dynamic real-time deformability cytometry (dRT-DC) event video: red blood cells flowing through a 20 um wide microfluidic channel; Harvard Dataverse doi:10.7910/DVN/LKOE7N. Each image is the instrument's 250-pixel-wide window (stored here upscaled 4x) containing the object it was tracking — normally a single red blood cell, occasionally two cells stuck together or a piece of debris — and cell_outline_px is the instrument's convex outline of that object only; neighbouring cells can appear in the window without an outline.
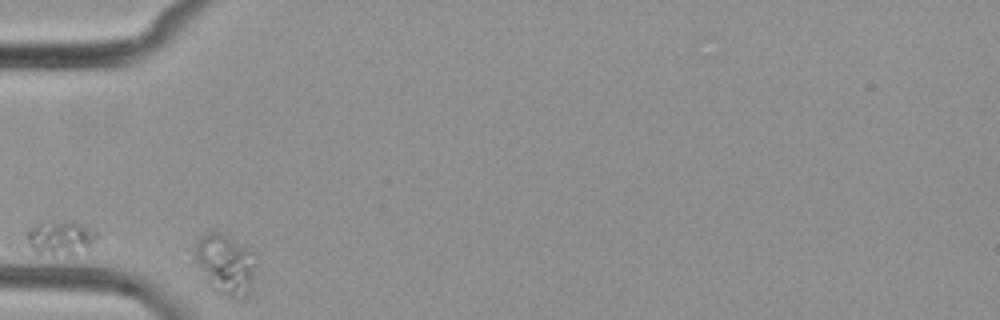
{"species": "common noctule bat (a hibernating species)", "species_latin": "Nyctalus noctula", "temperature_condition": "cold", "stored_images_in_passage": 8, "camera_frame_rate_fps": 3000, "um_per_image_px": 0.085, "animal": {"sex": "female", "body_mass_g": 29.2, "forearm_length_mm": 56.3}, "frame": {"image": 1, "passage_image": 1, "time_ms": 0.0, "image_size_px": [1000, 320], "cell_outline_px": [[256, 256], [252, 284], [248, 292], [244, 296], [236, 300], [212, 288], [196, 256], [196, 244], [200, 236], [208, 232], [220, 232], [252, 248]], "centroid_in_image_um": [19.25, 22.42], "position_along_channel_um": 65.8, "area_um2": 20.92}}
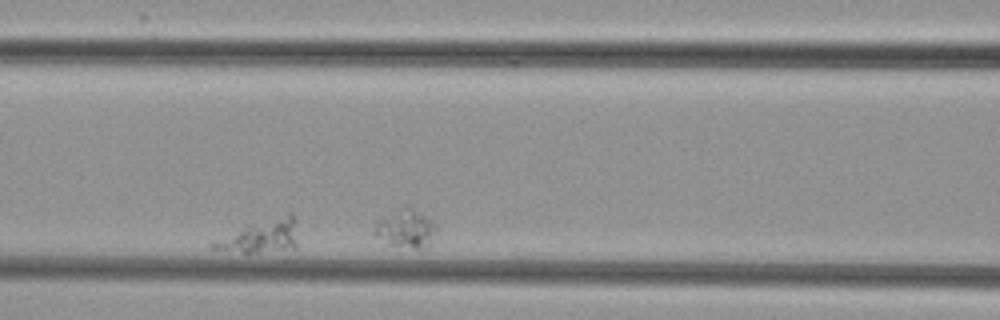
{"frame": {"image": 2, "passage_image": 4, "time_ms": 3.333, "image_size_px": [1000, 320], "cell_outline_px": [[296, 248], [256, 252], [224, 252], [212, 248], [208, 244], [212, 240], [244, 224], [288, 212], [292, 212], [296, 244]], "centroid_in_image_um": [22.04, 20.06], "position_along_channel_um": 144.6, "area_um2": 16.65}}
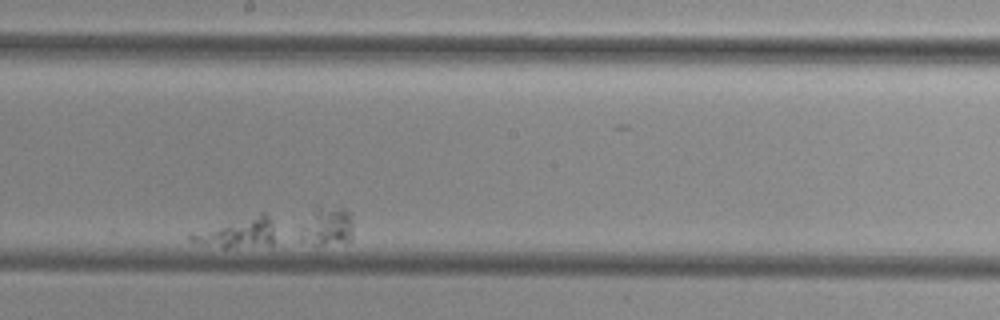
{"frame": {"image": 3, "passage_image": 7, "time_ms": 7.0, "image_size_px": [1000, 320], "cell_outline_px": [[272, 244], [224, 248], [188, 240], [188, 236], [192, 232], [260, 212], [264, 212], [272, 220]], "centroid_in_image_um": [20.17, 19.76], "position_along_channel_um": 228.0, "area_um2": 14.33}}